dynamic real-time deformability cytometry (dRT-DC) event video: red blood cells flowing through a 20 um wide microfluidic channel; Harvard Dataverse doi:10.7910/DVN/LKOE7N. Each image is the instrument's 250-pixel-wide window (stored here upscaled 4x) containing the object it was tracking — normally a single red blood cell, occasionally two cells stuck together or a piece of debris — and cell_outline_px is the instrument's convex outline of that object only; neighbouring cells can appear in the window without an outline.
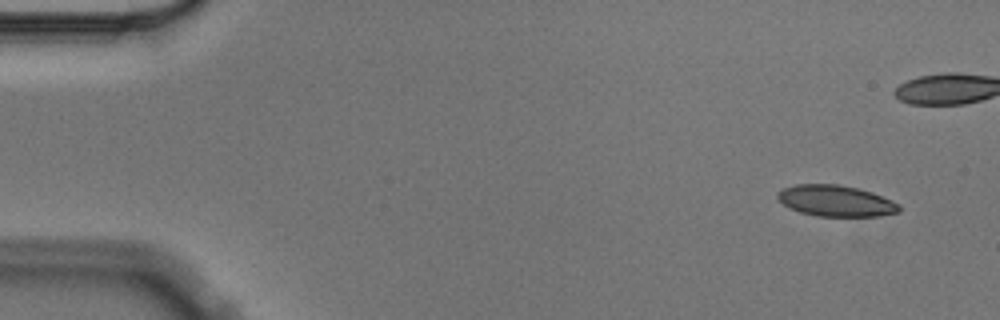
{"species": "Egyptian fruit bat (a non-hibernating species)", "species_latin": "Rousettus aegyptiacus", "temperature_condition": "cold", "stored_images_in_passage": 13, "camera_frame_rate_fps": 3000, "um_per_image_px": 0.085, "animal": {"sex": "male"}, "frame": {"image": 1, "passage_image": 1, "time_ms": 0.0, "image_size_px": [1000, 320], "cell_outline_px": [[900, 212], [876, 216], [816, 216], [800, 212], [784, 204], [776, 196], [776, 192], [784, 188], [796, 184], [836, 184], [856, 188], [872, 192], [892, 200], [900, 204]], "centroid_in_image_um": [71.06, 17.07], "position_along_channel_um": 13.9, "area_um2": 21.96}}
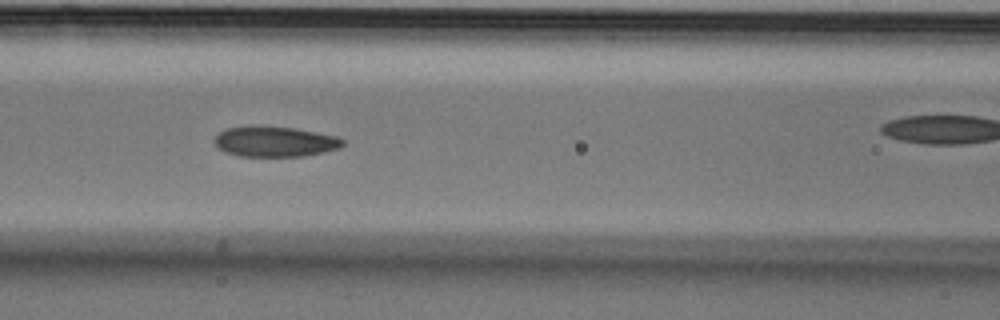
{"frame": {"image": 2, "passage_image": 6, "time_ms": 1.667, "image_size_px": [1000, 320], "cell_outline_px": [[344, 144], [340, 148], [324, 152], [304, 156], [240, 156], [224, 152], [216, 148], [212, 140], [220, 132], [228, 128], [248, 124], [256, 124], [296, 128], [336, 136], [344, 140]], "centroid_in_image_um": [23.31, 12.01], "position_along_channel_um": 143.3, "area_um2": 23.29}}